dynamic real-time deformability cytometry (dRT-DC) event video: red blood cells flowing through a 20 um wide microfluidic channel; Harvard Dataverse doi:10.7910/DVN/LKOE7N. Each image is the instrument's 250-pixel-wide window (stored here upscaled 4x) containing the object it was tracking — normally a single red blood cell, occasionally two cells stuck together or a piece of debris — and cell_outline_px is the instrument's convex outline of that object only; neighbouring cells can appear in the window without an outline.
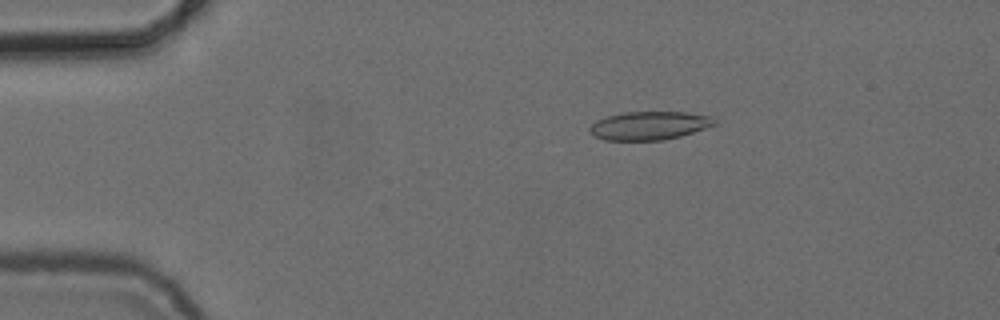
{"species": "common noctule bat (a hibernating species)", "species_latin": "Nyctalus noctula", "temperature_condition": "cold", "stored_images_in_passage": 6, "camera_frame_rate_fps": 3000, "um_per_image_px": 0.085, "animal": {"sex": "female", "body_mass_g": 24.6, "forearm_length_mm": 56.2}, "frame": {"image": 1, "passage_image": 3, "time_ms": 2.333, "image_size_px": [1000, 320], "cell_outline_px": [[716, 124], [680, 136], [664, 140], [604, 140], [596, 136], [588, 128], [596, 120], [608, 116], [624, 112], [684, 112], [716, 116]], "centroid_in_image_um": [55.22, 10.67], "position_along_channel_um": 29.8, "area_um2": 20.58}}
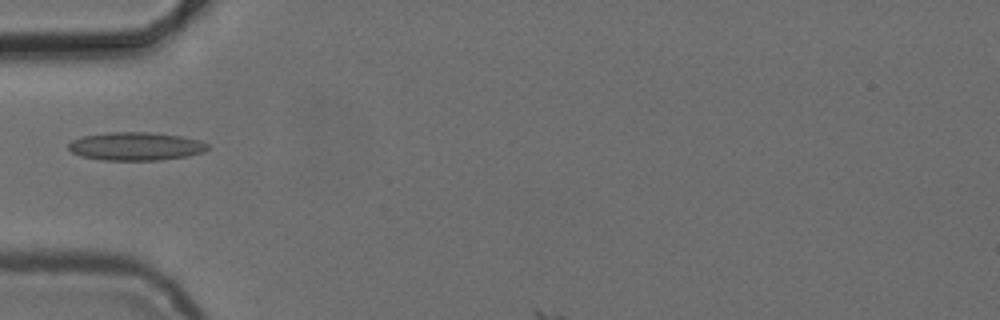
{"frame": {"image": 2, "passage_image": 5, "time_ms": 5.0, "image_size_px": [1000, 320], "cell_outline_px": [[212, 148], [204, 152], [188, 156], [160, 160], [100, 160], [80, 156], [72, 152], [68, 148], [68, 144], [72, 140], [84, 136], [108, 132], [152, 132], [184, 136], [200, 140], [208, 144]], "centroid_in_image_um": [11.59, 12.43], "position_along_channel_um": 73.4, "area_um2": 23.24}}